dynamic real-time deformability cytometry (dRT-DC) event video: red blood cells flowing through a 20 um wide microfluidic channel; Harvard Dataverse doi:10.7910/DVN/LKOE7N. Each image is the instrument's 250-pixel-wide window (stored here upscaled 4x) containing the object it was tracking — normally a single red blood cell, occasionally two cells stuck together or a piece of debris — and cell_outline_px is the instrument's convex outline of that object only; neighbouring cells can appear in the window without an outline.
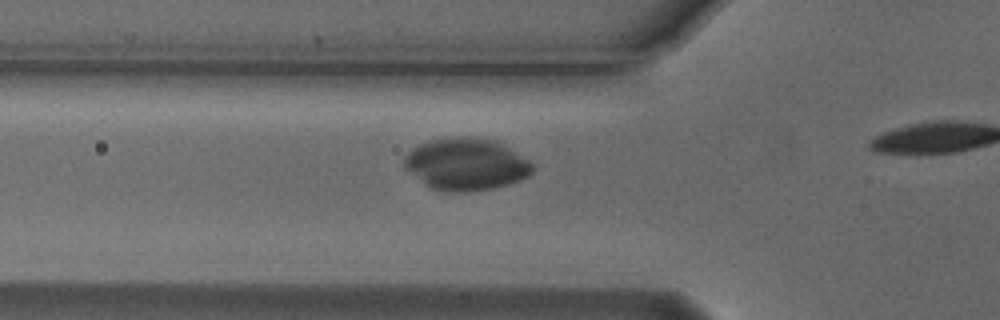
{"species": "Egyptian fruit bat (a non-hibernating species)", "species_latin": "Rousettus aegyptiacus", "temperature_condition": "cold", "stored_images_in_passage": 19, "camera_frame_rate_fps": 3000, "um_per_image_px": 0.085, "animal": {"sex": "male"}, "frame": {"image": 1, "passage_image": 14, "time_ms": 4.333, "image_size_px": [1000, 320], "cell_outline_px": [[532, 172], [528, 176], [520, 180], [508, 184], [492, 188], [464, 192], [460, 192], [432, 188], [404, 168], [404, 156], [412, 148], [420, 144], [432, 140], [496, 140], [528, 160], [532, 164]], "centroid_in_image_um": [39.62, 14.0], "position_along_channel_um": 86.2, "area_um2": 37.4}}